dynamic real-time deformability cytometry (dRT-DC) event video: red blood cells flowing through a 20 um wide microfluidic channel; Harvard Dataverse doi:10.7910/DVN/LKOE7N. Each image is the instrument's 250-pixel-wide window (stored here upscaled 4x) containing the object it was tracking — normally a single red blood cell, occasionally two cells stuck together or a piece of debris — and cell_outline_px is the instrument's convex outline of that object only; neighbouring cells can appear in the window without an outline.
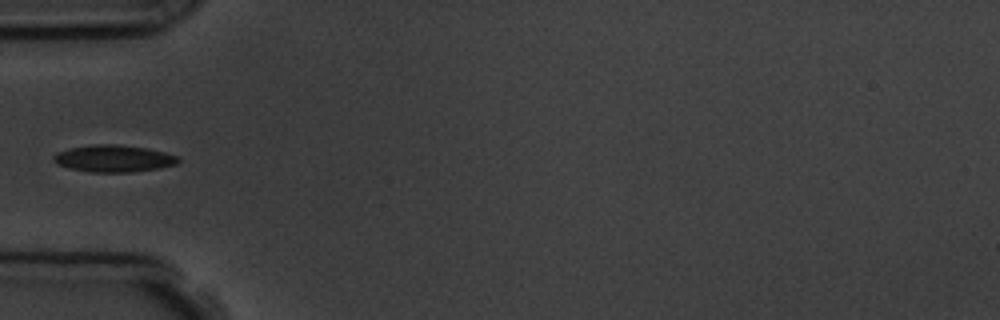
{"species": "common noctule bat (a hibernating species)", "species_latin": "Nyctalus noctula", "temperature_condition": "room temperature", "stored_images_in_passage": 6, "camera_frame_rate_fps": 3000, "um_per_image_px": 0.085, "animal": {"sex": "male", "body_mass_g": 19.5, "forearm_length_mm": 54.6}, "frame": {"image": 1, "passage_image": 5, "time_ms": 4.667, "image_size_px": [1000, 320], "cell_outline_px": [[180, 160], [176, 164], [160, 168], [132, 172], [88, 172], [68, 168], [56, 164], [52, 160], [52, 156], [56, 152], [68, 148], [92, 144], [116, 144], [148, 148], [180, 156]], "centroid_in_image_um": [9.63, 13.47], "position_along_channel_um": 75.4, "area_um2": 19.94}}